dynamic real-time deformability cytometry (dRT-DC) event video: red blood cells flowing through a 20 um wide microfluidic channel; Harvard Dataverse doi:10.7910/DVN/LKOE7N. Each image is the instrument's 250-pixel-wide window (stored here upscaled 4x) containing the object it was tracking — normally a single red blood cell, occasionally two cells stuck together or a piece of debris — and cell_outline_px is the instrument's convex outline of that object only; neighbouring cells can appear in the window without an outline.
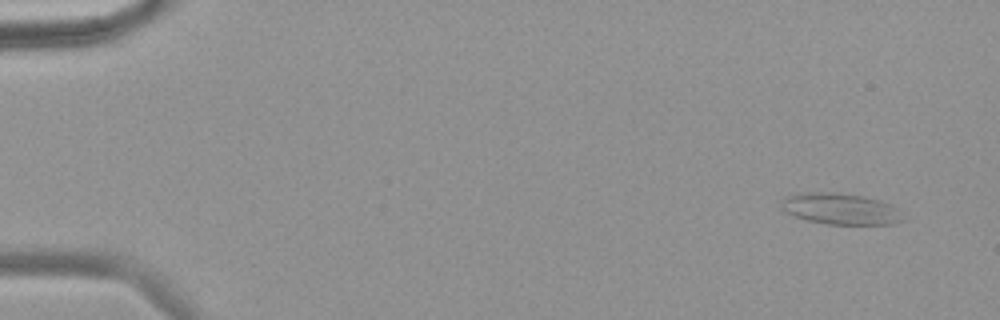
{"species": "common noctule bat (a hibernating species)", "species_latin": "Nyctalus noctula", "temperature_condition": "warm", "stored_images_in_passage": 56, "camera_frame_rate_fps": 3000, "um_per_image_px": 0.085, "animal": {"sex": "female", "body_mass_g": 18.4}, "frame": {"image": 1, "passage_image": 1, "time_ms": 0.0, "image_size_px": [1000, 320], "cell_outline_px": [[904, 220], [888, 224], [828, 224], [808, 220], [784, 212], [780, 204], [780, 200], [784, 196], [800, 192], [832, 192], [864, 196], [888, 204], [896, 208]], "centroid_in_image_um": [71.34, 17.74], "position_along_channel_um": 13.7, "area_um2": 21.96}}
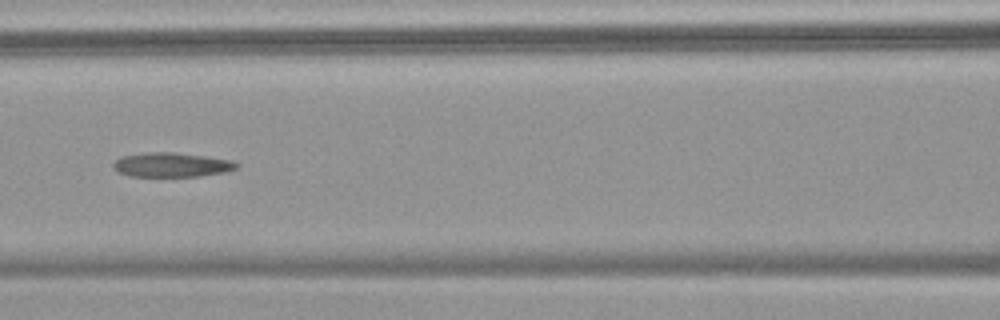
{"frame": {"image": 2, "passage_image": 25, "time_ms": 8.0, "image_size_px": [1000, 320], "cell_outline_px": [[240, 164], [236, 168], [228, 172], [200, 176], [128, 176], [112, 168], [112, 164], [120, 156], [148, 152], [172, 152], [204, 156], [232, 160]], "centroid_in_image_um": [14.59, 14.01], "position_along_channel_um": 152.0, "area_um2": 17.57}}
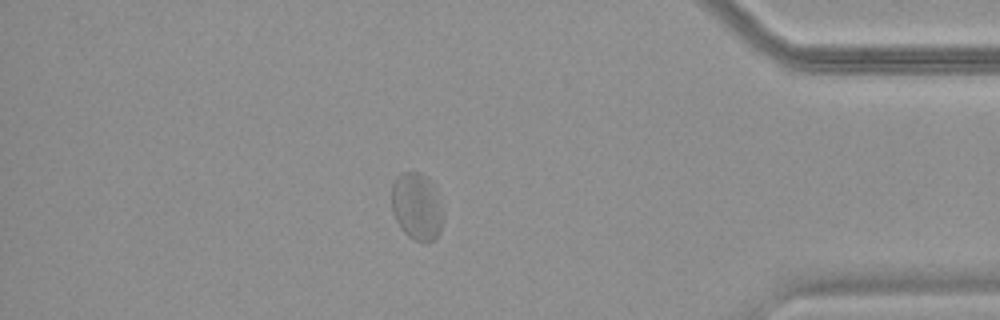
{"frame": {"image": 3, "passage_image": 49, "time_ms": 16.0, "image_size_px": [1000, 320], "cell_outline_px": [[444, 216], [440, 232], [428, 244], [416, 240], [408, 236], [400, 228], [392, 212], [392, 184], [396, 176], [400, 172], [420, 172], [432, 184], [444, 212]], "centroid_in_image_um": [35.42, 17.57], "position_along_channel_um": 399.8, "area_um2": 20.29}, "authors_computed_cell_mechanics": {"area_um2": 18.9006, "velocity_mm_per_s": 3.4689, "shape_relaxation_time_tau1_ms": null, "shape_relaxation_time_tau2_ms": 1.6012, "deformation_change_tau1": null, "deformation_change_tau2": 0.0479}}